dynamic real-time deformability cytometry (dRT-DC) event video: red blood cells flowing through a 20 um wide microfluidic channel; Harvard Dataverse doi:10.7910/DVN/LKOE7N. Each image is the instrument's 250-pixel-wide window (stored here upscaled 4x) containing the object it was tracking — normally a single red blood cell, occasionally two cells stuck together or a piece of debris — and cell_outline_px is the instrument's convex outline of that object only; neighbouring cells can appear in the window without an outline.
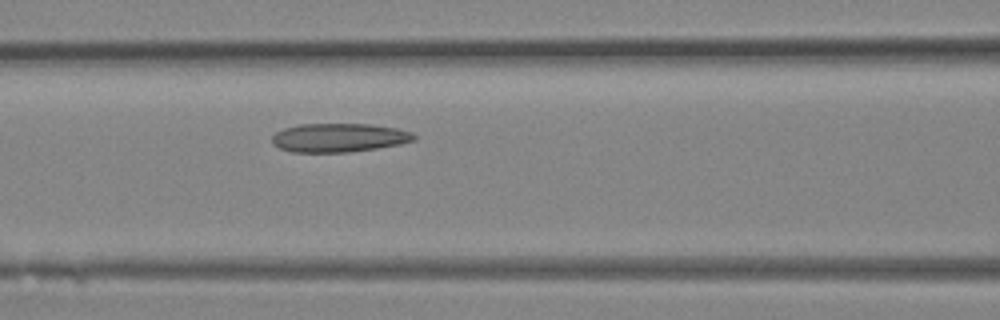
{"species": "Egyptian fruit bat (a non-hibernating species)", "species_latin": "Rousettus aegyptiacus", "temperature_condition": "room temperature", "stored_images_in_passage": 14, "camera_frame_rate_fps": 3000, "um_per_image_px": 0.085, "animal": {"sex": "female"}, "frame": {"image": 1, "passage_image": 10, "time_ms": 3.0, "image_size_px": [1000, 320], "cell_outline_px": [[416, 140], [400, 144], [352, 152], [292, 152], [280, 148], [272, 144], [272, 136], [276, 132], [284, 128], [300, 124], [368, 124], [396, 128], [412, 132], [416, 136]], "centroid_in_image_um": [28.81, 11.7], "position_along_channel_um": 137.8, "area_um2": 23.81}}
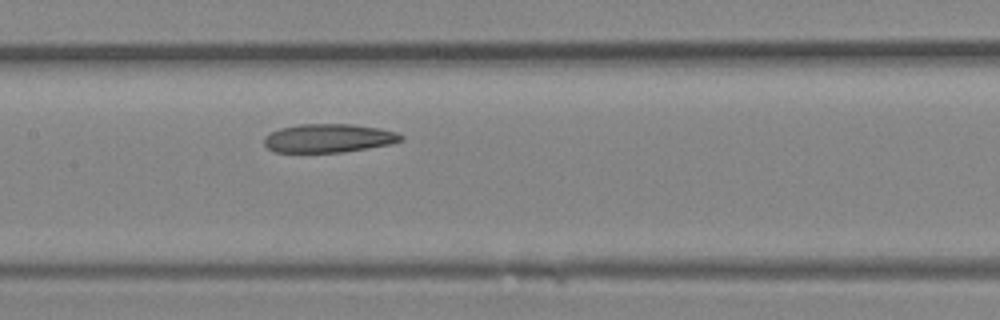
{"frame": {"image": 2, "passage_image": 12, "time_ms": 3.667, "image_size_px": [1000, 320], "cell_outline_px": [[404, 140], [388, 144], [368, 148], [344, 152], [276, 152], [268, 148], [264, 144], [264, 136], [280, 128], [300, 124], [352, 124], [380, 128], [396, 132], [404, 136]], "centroid_in_image_um": [27.94, 11.74], "position_along_channel_um": 179.5, "area_um2": 22.77}}
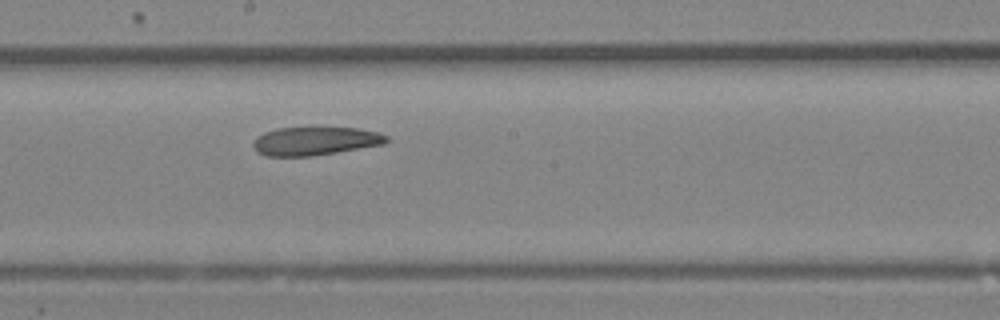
{"frame": {"image": 3, "passage_image": 14, "time_ms": 4.333, "image_size_px": [1000, 320], "cell_outline_px": [[388, 140], [384, 144], [312, 156], [264, 156], [256, 152], [252, 148], [252, 144], [256, 136], [264, 132], [276, 128], [308, 124], [360, 128], [376, 132], [388, 136]], "centroid_in_image_um": [26.72, 11.93], "position_along_channel_um": 221.5, "area_um2": 23.29}}